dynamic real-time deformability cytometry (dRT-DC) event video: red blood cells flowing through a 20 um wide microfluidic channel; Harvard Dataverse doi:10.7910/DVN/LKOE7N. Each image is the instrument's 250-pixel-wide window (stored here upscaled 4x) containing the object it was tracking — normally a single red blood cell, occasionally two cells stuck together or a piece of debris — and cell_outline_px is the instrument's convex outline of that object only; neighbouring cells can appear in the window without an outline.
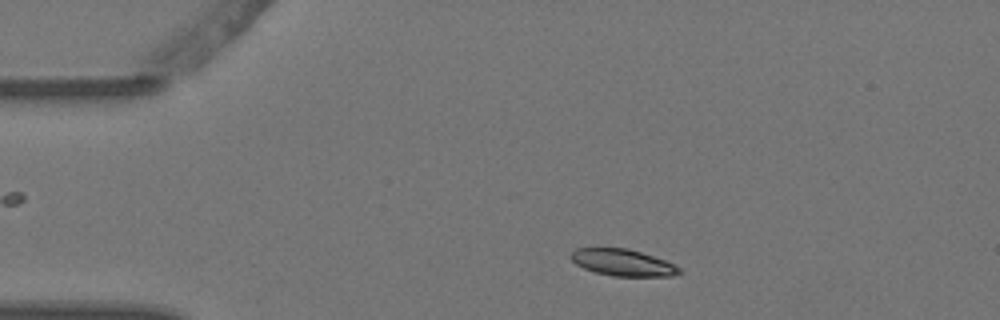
{"species": "Egyptian fruit bat (a non-hibernating species)", "species_latin": "Rousettus aegyptiacus", "temperature_condition": "warm", "stored_images_in_passage": 3, "camera_frame_rate_fps": 3000, "um_per_image_px": 0.085, "animal": {"sex": "female"}, "frame": {"image": 1, "passage_image": 1, "time_ms": 0.0, "image_size_px": [1000, 320], "cell_outline_px": [[684, 272], [672, 276], [612, 276], [596, 272], [584, 268], [576, 264], [568, 256], [576, 248], [628, 248], [664, 260], [680, 268]], "centroid_in_image_um": [52.92, 22.32], "position_along_channel_um": 32.1, "area_um2": 16.76}}
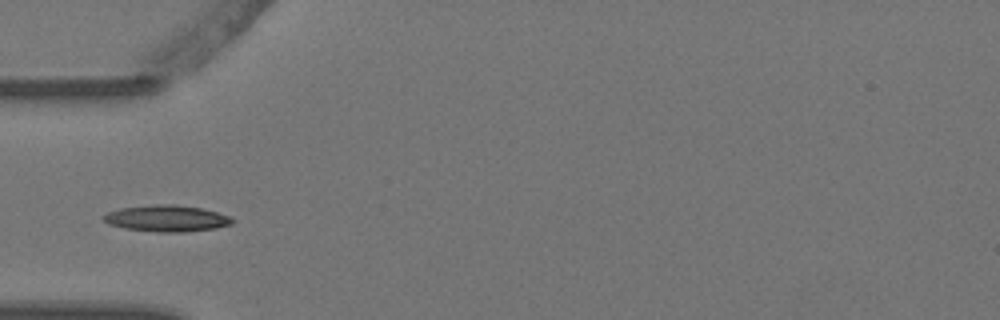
{"frame": {"image": 2, "passage_image": 3, "time_ms": 0.667, "image_size_px": [1000, 320], "cell_outline_px": [[236, 220], [232, 224], [216, 228], [184, 232], [156, 232], [124, 228], [108, 224], [104, 220], [104, 216], [108, 212], [120, 208], [152, 204], [176, 204], [200, 208], [216, 212], [228, 216]], "centroid_in_image_um": [14.17, 18.56], "position_along_channel_um": 70.8, "area_um2": 19.83}}